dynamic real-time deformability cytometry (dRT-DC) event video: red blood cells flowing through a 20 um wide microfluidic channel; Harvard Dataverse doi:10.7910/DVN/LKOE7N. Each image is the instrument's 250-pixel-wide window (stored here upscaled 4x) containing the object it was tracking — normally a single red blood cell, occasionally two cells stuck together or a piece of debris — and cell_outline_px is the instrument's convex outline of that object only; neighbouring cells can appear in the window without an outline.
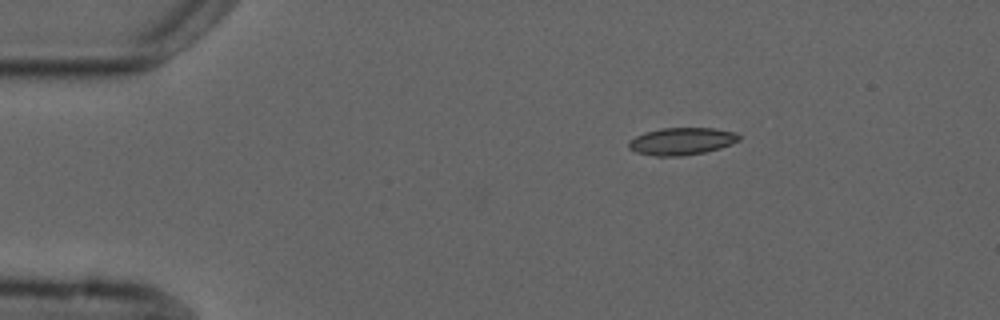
{"species": "common noctule bat (a hibernating species)", "species_latin": "Nyctalus noctula", "temperature_condition": "cold", "stored_images_in_passage": 3, "camera_frame_rate_fps": 3000, "um_per_image_px": 0.085, "animal": {"sex": "male", "forearm_length_mm": 52.5}, "frame": {"image": 1, "passage_image": 1, "time_ms": 0.0, "image_size_px": [1000, 320], "cell_outline_px": [[740, 140], [732, 144], [720, 148], [704, 152], [680, 156], [656, 156], [636, 152], [628, 148], [628, 144], [636, 136], [644, 132], [660, 128], [712, 128], [736, 132], [740, 136]], "centroid_in_image_um": [57.96, 12.0], "position_along_channel_um": 27.0, "area_um2": 17.51}}